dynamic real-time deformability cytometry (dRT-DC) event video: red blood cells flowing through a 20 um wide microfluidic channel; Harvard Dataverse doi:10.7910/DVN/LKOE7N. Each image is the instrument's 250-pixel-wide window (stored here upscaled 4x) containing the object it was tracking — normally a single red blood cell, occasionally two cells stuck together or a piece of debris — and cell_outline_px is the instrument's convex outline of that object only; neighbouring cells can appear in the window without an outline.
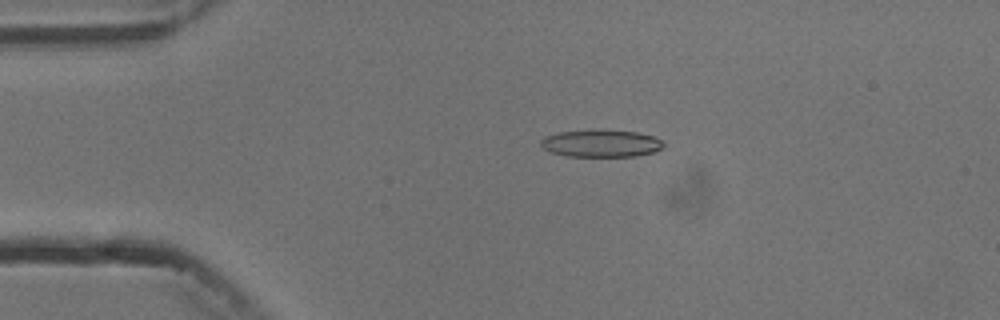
{"species": "common noctule bat (a hibernating species)", "species_latin": "Nyctalus noctula", "temperature_condition": "cold", "stored_images_in_passage": 5, "camera_frame_rate_fps": 3000, "um_per_image_px": 0.085, "animal": {"sex": "male", "body_mass_g": 13.3}, "frame": {"image": 1, "passage_image": 4, "time_ms": 3.333, "image_size_px": [1000, 320], "cell_outline_px": [[664, 144], [660, 148], [652, 152], [636, 156], [564, 156], [548, 152], [540, 144], [540, 140], [544, 136], [560, 132], [600, 128], [640, 132], [656, 136]], "centroid_in_image_um": [51.06, 12.16], "position_along_channel_um": 33.9, "area_um2": 20.0}}